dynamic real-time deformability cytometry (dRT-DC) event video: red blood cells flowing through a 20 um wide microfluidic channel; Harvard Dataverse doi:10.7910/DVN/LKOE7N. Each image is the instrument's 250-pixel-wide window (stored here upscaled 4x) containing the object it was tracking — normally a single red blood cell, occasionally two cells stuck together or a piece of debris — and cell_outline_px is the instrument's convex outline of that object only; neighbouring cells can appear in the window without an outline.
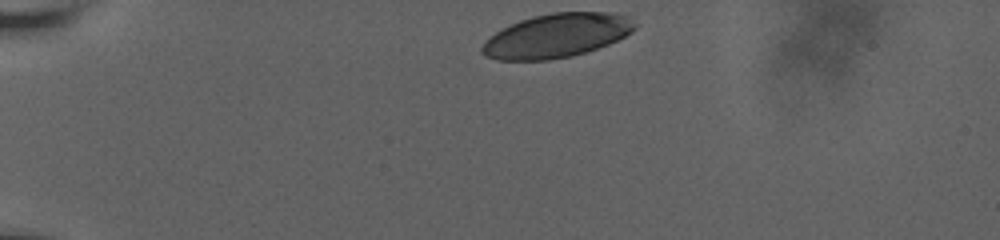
{"species": "human", "species_latin": "Homo sapiens", "temperature_condition": "room temperature", "stored_images_in_passage": 7, "camera_frame_rate_fps": 3000, "um_per_image_px": 0.085, "donor": {"sex": "male"}, "frame": {"image": 1, "passage_image": 1, "time_ms": 0.0, "image_size_px": [1000, 240], "cell_outline_px": [[636, 28], [632, 32], [608, 44], [572, 56], [548, 60], [496, 60], [484, 56], [480, 52], [480, 48], [496, 32], [520, 20], [532, 16], [552, 12], [608, 12], [632, 16], [636, 24]], "centroid_in_image_um": [47.34, 3.02], "position_along_channel_um": 37.7, "area_um2": 39.07}}
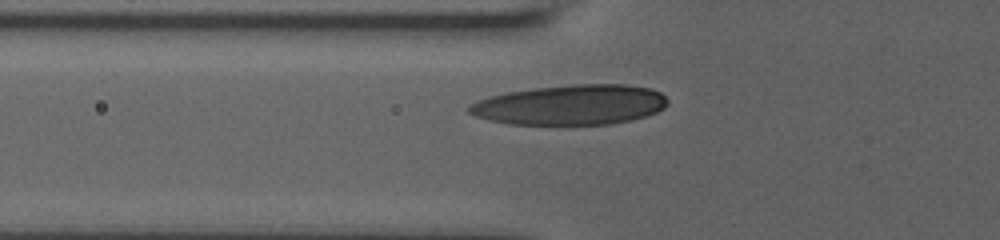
{"frame": {"image": 2, "passage_image": 5, "time_ms": 3.0, "image_size_px": [1000, 240], "cell_outline_px": [[668, 104], [664, 108], [656, 112], [644, 116], [612, 124], [508, 124], [476, 116], [468, 112], [468, 108], [472, 104], [488, 96], [508, 92], [536, 88], [576, 84], [624, 84], [652, 88], [660, 92], [668, 100]], "centroid_in_image_um": [48.54, 8.9], "position_along_channel_um": 77.3, "area_um2": 46.01}}
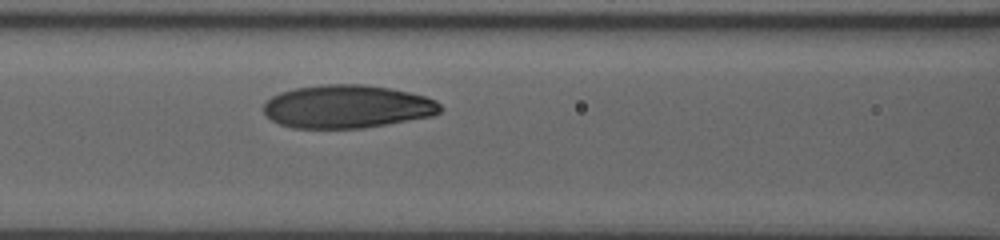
{"frame": {"image": 3, "passage_image": 7, "time_ms": 4.667, "image_size_px": [1000, 240], "cell_outline_px": [[444, 108], [440, 112], [432, 116], [364, 128], [292, 128], [280, 124], [272, 120], [264, 112], [264, 104], [272, 96], [280, 92], [296, 88], [320, 84], [364, 84], [392, 88], [424, 96], [436, 100]], "centroid_in_image_um": [29.53, 9.05], "position_along_channel_um": 137.1, "area_um2": 44.56}}